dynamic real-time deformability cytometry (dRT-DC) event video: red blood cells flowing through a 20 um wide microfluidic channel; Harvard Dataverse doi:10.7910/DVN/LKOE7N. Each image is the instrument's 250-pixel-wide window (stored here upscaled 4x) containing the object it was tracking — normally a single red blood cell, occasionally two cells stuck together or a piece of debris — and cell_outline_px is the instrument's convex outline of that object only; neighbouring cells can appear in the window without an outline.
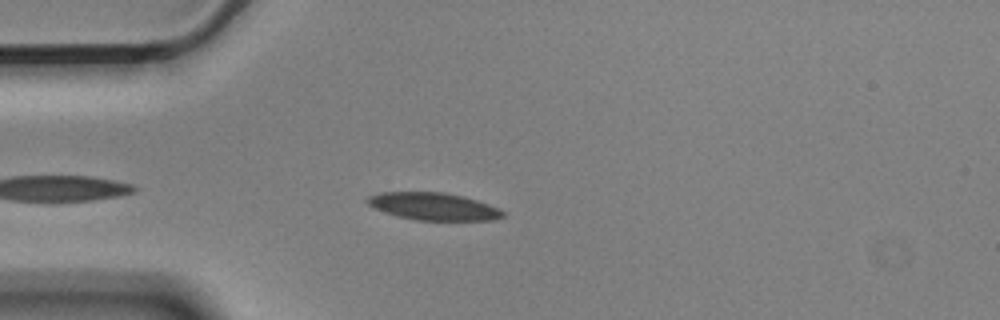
{"species": "Egyptian fruit bat (a non-hibernating species)", "species_latin": "Rousettus aegyptiacus", "temperature_condition": "cold", "stored_images_in_passage": 41, "camera_frame_rate_fps": 3000, "um_per_image_px": 0.085, "animal": {"sex": "male"}, "frame": {"image": 1, "passage_image": 5, "time_ms": 1.333, "image_size_px": [1000, 320], "cell_outline_px": [[504, 216], [496, 220], [416, 220], [384, 212], [368, 204], [364, 200], [368, 196], [380, 192], [444, 192], [464, 196], [488, 204], [504, 212]], "centroid_in_image_um": [36.83, 17.54], "position_along_channel_um": 48.2, "area_um2": 21.5}}
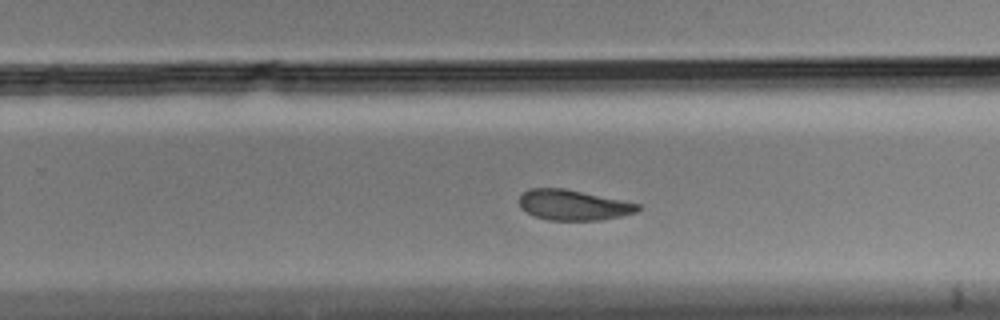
{"frame": {"image": 2, "passage_image": 22, "time_ms": 7.0, "image_size_px": [1000, 320], "cell_outline_px": [[640, 208], [636, 212], [620, 216], [600, 220], [548, 220], [536, 216], [520, 208], [520, 196], [528, 188], [564, 188], [640, 204]], "centroid_in_image_um": [48.71, 17.42], "position_along_channel_um": 281.1, "area_um2": 20.75}}
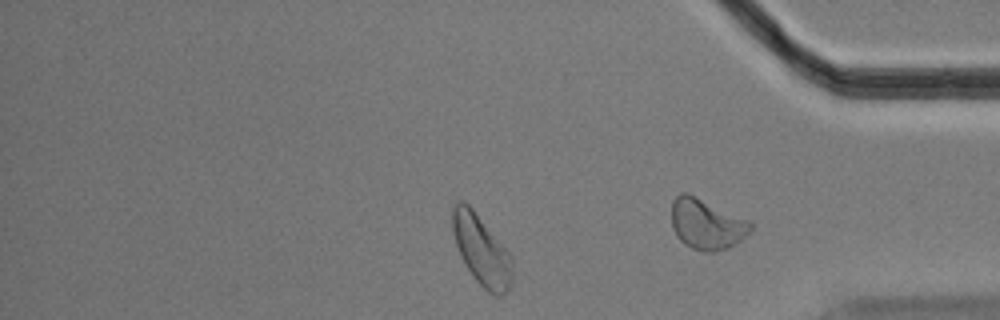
{"frame": {"image": 3, "passage_image": 34, "time_ms": 11.0, "image_size_px": [1000, 320], "cell_outline_px": [[512, 280], [508, 288], [500, 296], [496, 296], [488, 292], [476, 280], [460, 256], [452, 232], [452, 204], [456, 200], [460, 200], [468, 204], [472, 208], [512, 256]], "centroid_in_image_um": [40.9, 21.24], "position_along_channel_um": 394.3, "area_um2": 24.22}, "authors_computed_cell_mechanics": {"area_um2": 22.6576, "velocity_mm_per_s": 3.5345, "shape_relaxation_time_tau1_ms": 3.6613, "shape_relaxation_time_tau2_ms": 6.9164, "deformation_change_tau1": 0.0923, "deformation_change_tau2": 0.1149}}